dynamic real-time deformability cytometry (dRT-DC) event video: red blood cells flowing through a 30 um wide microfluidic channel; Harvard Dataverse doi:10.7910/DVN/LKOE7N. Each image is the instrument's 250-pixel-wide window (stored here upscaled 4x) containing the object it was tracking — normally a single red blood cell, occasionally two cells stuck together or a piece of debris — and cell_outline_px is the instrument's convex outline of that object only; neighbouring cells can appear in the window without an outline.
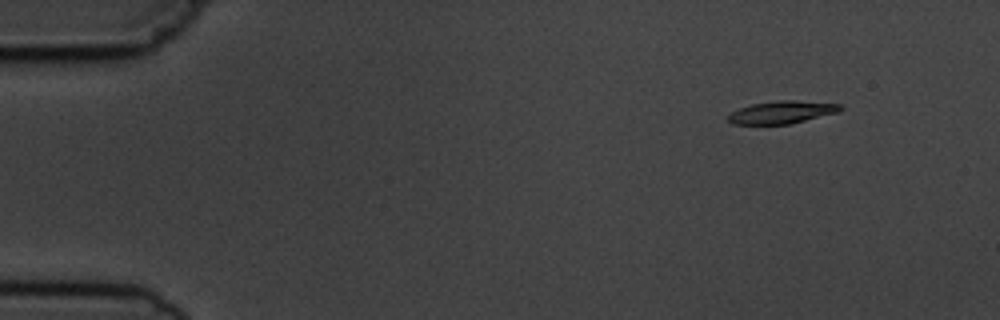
{"species": "common noctule bat (a hibernating species)", "species_latin": "Nyctalus noctula", "temperature_condition": "cold", "stored_images_in_passage": 4, "camera_frame_rate_fps": 3000, "um_per_image_px": 0.085, "animal": {"sex": "male", "body_mass_g": 19.5, "forearm_length_mm": 54.6}, "frame": {"image": 1, "passage_image": 1, "time_ms": 0.0, "image_size_px": [1000, 320], "cell_outline_px": [[844, 108], [840, 112], [788, 124], [732, 124], [728, 120], [728, 116], [732, 112], [740, 108], [752, 104], [780, 100], [796, 100], [840, 104]], "centroid_in_image_um": [66.5, 9.54], "position_along_channel_um": 18.5, "area_um2": 14.68}}
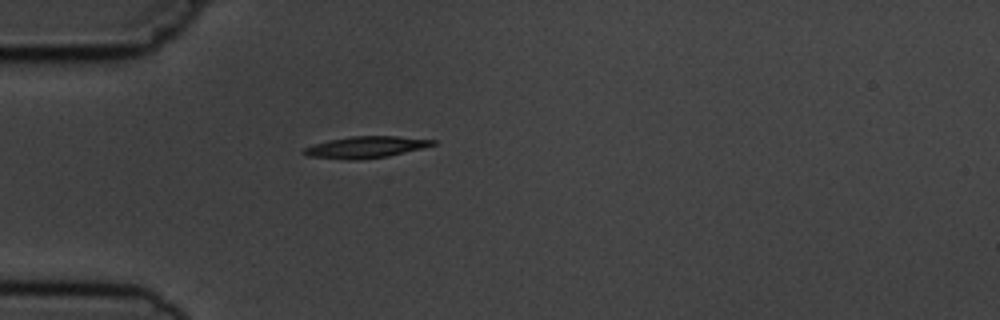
{"frame": {"image": 2, "passage_image": 4, "time_ms": 3.333, "image_size_px": [1000, 320], "cell_outline_px": [[436, 144], [424, 148], [388, 156], [360, 160], [348, 160], [308, 156], [300, 152], [304, 148], [328, 140], [352, 136], [396, 136], [436, 140]], "centroid_in_image_um": [31.1, 12.51], "position_along_channel_um": 53.9, "area_um2": 16.24}}